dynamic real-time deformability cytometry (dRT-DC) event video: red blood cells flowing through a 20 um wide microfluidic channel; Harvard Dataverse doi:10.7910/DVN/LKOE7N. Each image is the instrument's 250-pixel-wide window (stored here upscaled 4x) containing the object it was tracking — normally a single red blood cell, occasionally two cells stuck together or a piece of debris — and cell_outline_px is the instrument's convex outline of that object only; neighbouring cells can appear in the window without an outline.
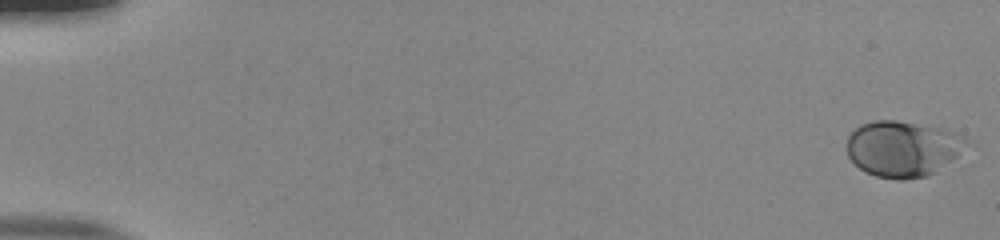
{"species": "human", "species_latin": "Homo sapiens", "temperature_condition": "room temperature", "stored_images_in_passage": 54, "camera_frame_rate_fps": 3000, "um_per_image_px": 0.085, "donor": {"sex": "male"}, "frame": {"image": 1, "passage_image": 1, "time_ms": 0.0, "image_size_px": [1000, 240], "cell_outline_px": [[972, 144], [936, 172], [928, 176], [904, 180], [900, 180], [876, 176], [860, 168], [848, 156], [848, 136], [860, 124], [876, 120], [896, 120], [952, 132], [968, 140]], "centroid_in_image_um": [76.74, 12.66], "position_along_channel_um": 8.3, "area_um2": 38.49}}
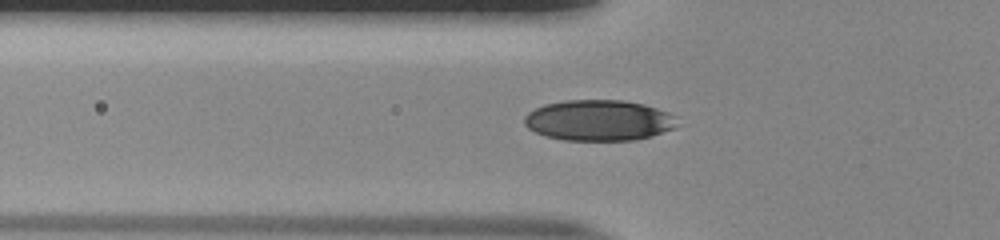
{"frame": {"image": 2, "passage_image": 20, "time_ms": 6.333, "image_size_px": [1000, 240], "cell_outline_px": [[676, 128], [652, 136], [636, 140], [564, 140], [544, 136], [528, 128], [524, 124], [524, 116], [528, 112], [544, 104], [564, 100], [624, 100], [644, 104], [668, 112], [676, 116]], "centroid_in_image_um": [50.9, 10.23], "position_along_channel_um": 74.9, "area_um2": 36.59}}
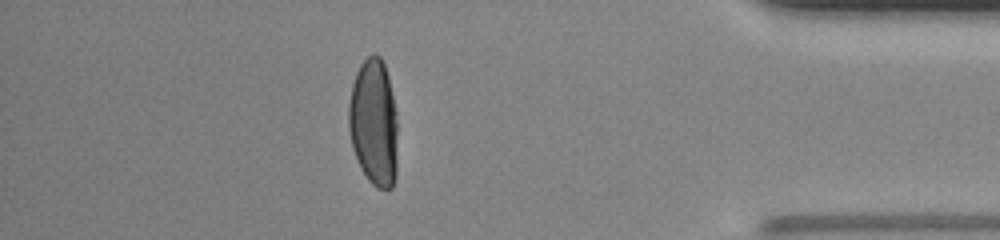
{"frame": {"image": 3, "passage_image": 48, "time_ms": 15.667, "image_size_px": [1000, 240], "cell_outline_px": [[396, 176], [392, 188], [388, 192], [376, 188], [368, 180], [360, 168], [352, 148], [348, 128], [348, 104], [352, 84], [356, 72], [360, 64], [372, 52], [376, 52], [380, 56], [384, 64], [388, 76], [396, 112]], "centroid_in_image_um": [31.75, 10.45], "position_along_channel_um": 403.4, "area_um2": 36.82}, "authors_computed_cell_mechanics": {"area_um2": 36.8475, "velocity_mm_per_s": 3.8625, "shape_relaxation_time_tau1_ms": 3.7951, "shape_relaxation_time_tau2_ms": null, "deformation_change_tau1": 0.1855, "deformation_change_tau2": null}}